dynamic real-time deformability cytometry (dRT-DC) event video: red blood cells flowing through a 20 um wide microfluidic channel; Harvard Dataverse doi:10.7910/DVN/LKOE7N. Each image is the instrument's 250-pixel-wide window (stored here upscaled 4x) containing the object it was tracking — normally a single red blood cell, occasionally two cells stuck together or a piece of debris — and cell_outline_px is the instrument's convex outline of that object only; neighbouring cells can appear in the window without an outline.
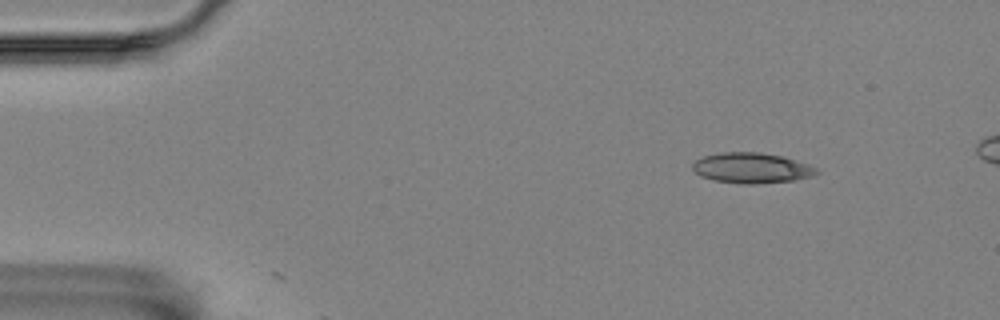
{"species": "Egyptian fruit bat (a non-hibernating species)", "species_latin": "Rousettus aegyptiacus", "temperature_condition": "room temperature", "stored_images_in_passage": 3, "camera_frame_rate_fps": 3000, "um_per_image_px": 0.085, "animal": {"sex": "female"}, "frame": {"image": 1, "passage_image": 1, "time_ms": 0.0, "image_size_px": [1000, 320], "cell_outline_px": [[820, 172], [816, 176], [796, 180], [756, 184], [740, 184], [712, 180], [700, 176], [692, 168], [692, 164], [696, 160], [704, 156], [720, 152], [760, 152], [784, 156], [808, 164], [816, 168]], "centroid_in_image_um": [63.92, 14.28], "position_along_channel_um": 21.1, "area_um2": 22.31}}
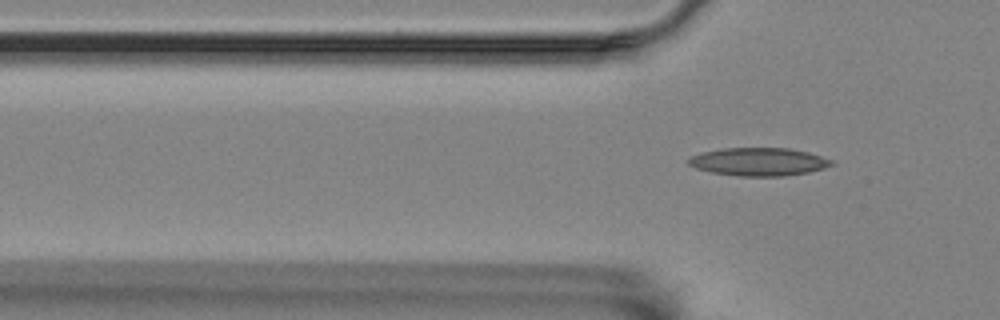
{"frame": {"image": 2, "passage_image": 3, "time_ms": 0.667, "image_size_px": [1000, 320], "cell_outline_px": [[836, 164], [824, 168], [808, 172], [784, 176], [740, 176], [712, 172], [696, 168], [688, 164], [688, 160], [692, 156], [704, 152], [720, 148], [788, 148], [808, 152], [832, 160]], "centroid_in_image_um": [64.51, 13.75], "position_along_channel_um": 61.3, "area_um2": 23.24}}